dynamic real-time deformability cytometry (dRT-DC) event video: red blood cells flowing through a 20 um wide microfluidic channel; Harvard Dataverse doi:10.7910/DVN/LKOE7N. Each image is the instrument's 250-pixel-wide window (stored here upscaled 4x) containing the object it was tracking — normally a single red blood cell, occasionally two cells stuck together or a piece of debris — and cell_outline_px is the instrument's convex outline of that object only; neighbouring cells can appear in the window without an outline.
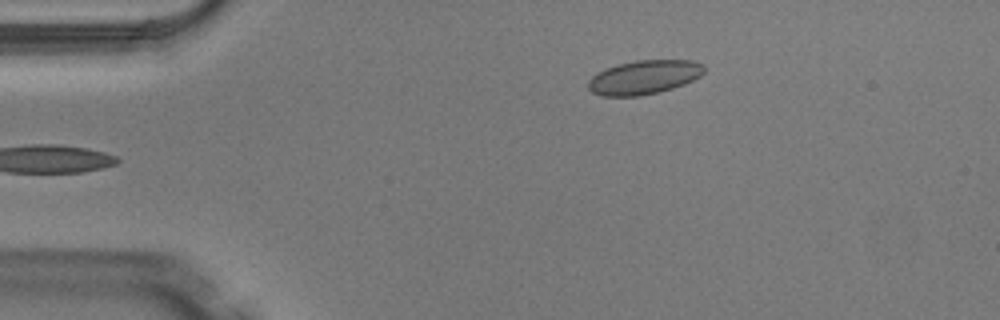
{"species": "Egyptian fruit bat (a non-hibernating species)", "species_latin": "Rousettus aegyptiacus", "temperature_condition": "warm", "stored_images_in_passage": 5, "camera_frame_rate_fps": 3000, "um_per_image_px": 0.085, "animal": {"sex": "male"}, "frame": {"image": 1, "passage_image": 5, "time_ms": 1.333, "image_size_px": [1000, 320], "cell_outline_px": [[704, 72], [700, 76], [684, 84], [660, 92], [640, 96], [600, 96], [592, 92], [588, 88], [588, 80], [596, 72], [616, 64], [636, 60], [692, 60], [704, 64]], "centroid_in_image_um": [54.72, 6.56], "position_along_channel_um": 30.3, "area_um2": 23.18}}